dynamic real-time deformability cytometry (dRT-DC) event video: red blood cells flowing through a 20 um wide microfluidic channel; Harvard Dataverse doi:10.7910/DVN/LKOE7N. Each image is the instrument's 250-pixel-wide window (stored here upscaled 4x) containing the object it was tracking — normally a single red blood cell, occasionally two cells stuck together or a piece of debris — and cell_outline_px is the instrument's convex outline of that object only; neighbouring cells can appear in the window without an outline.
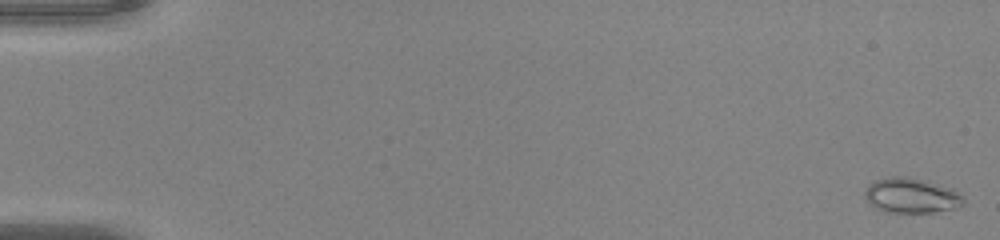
{"species": "common noctule bat (a hibernating species)", "species_latin": "Nyctalus noctula", "temperature_condition": "warm", "stored_images_in_passage": 51, "camera_frame_rate_fps": 3000, "um_per_image_px": 0.085, "animal": {"sex": "male", "body_mass_g": 20.0, "forearm_length_mm": 53.3}, "frame": {"image": 1, "passage_image": 1, "time_ms": 0.0, "image_size_px": [1000, 240], "cell_outline_px": [[964, 204], [956, 208], [932, 212], [888, 212], [876, 208], [868, 204], [864, 196], [864, 192], [868, 184], [876, 180], [892, 176], [908, 176], [924, 180], [952, 188], [964, 196]], "centroid_in_image_um": [77.45, 16.61], "position_along_channel_um": 7.5, "area_um2": 20.29}}
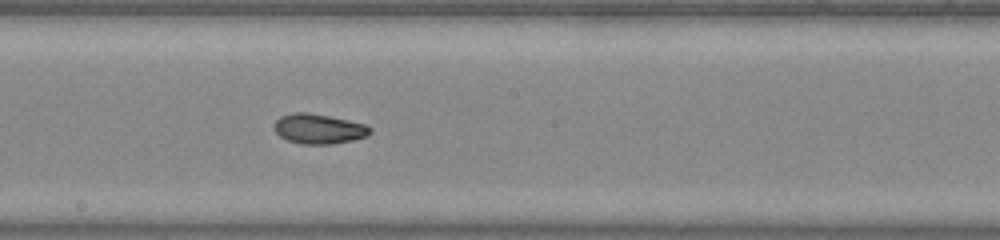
{"frame": {"image": 2, "passage_image": 29, "time_ms": 9.333, "image_size_px": [1000, 240], "cell_outline_px": [[372, 132], [368, 136], [352, 140], [332, 144], [300, 144], [288, 140], [280, 136], [272, 128], [272, 124], [280, 116], [292, 112], [308, 112], [368, 124], [372, 128]], "centroid_in_image_um": [27.09, 10.94], "position_along_channel_um": 221.1, "area_um2": 16.99}}
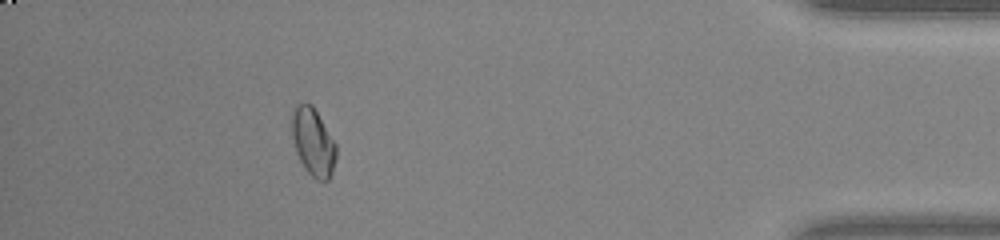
{"frame": {"image": 3, "passage_image": 46, "time_ms": 15.0, "image_size_px": [1000, 240], "cell_outline_px": [[336, 156], [332, 172], [328, 180], [316, 180], [304, 168], [296, 152], [292, 136], [292, 108], [296, 104], [312, 104], [336, 144]], "centroid_in_image_um": [26.6, 12.07], "position_along_channel_um": 408.6, "area_um2": 17.34}, "authors_computed_cell_mechanics": {"area_um2": 17.1088, "velocity_mm_per_s": 4.1622, "shape_relaxation_time_tau1_ms": 5.4444, "shape_relaxation_time_tau2_ms": 1.5721, "deformation_change_tau1": 0.1464, "deformation_change_tau2": 0.0557}}